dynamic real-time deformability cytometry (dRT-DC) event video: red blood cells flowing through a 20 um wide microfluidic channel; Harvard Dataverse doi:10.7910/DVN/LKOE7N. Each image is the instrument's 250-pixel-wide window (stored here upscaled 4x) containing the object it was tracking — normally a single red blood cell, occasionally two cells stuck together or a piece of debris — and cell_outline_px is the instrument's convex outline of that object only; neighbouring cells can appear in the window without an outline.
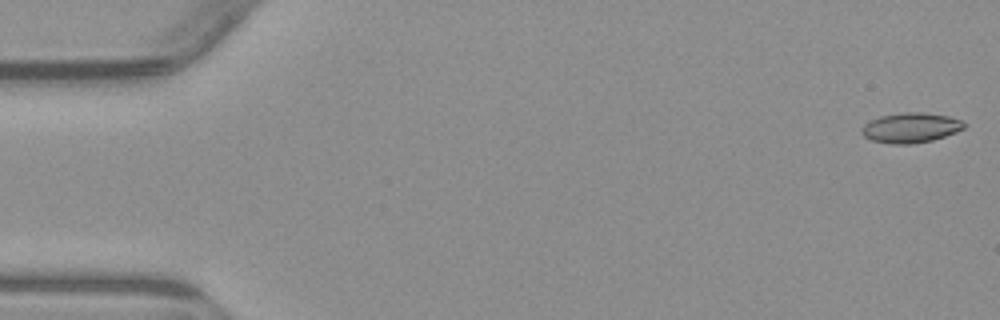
{"species": "common noctule bat (a hibernating species)", "species_latin": "Nyctalus noctula", "temperature_condition": "warm", "stored_images_in_passage": 5, "segment_of_instrument_passage": [1, 2], "camera_frame_rate_fps": 3000, "um_per_image_px": 0.085, "animal": {"sex": "male", "body_mass_g": 23.1, "forearm_length_mm": 52.7}, "frame": {"image": 1, "passage_image": 1, "time_ms": 0.0, "image_size_px": [1000, 320], "cell_outline_px": [[968, 124], [964, 128], [956, 132], [932, 140], [908, 144], [892, 144], [872, 140], [864, 136], [860, 132], [860, 128], [864, 124], [880, 116], [904, 112], [920, 112], [948, 116], [960, 120]], "centroid_in_image_um": [77.4, 10.85], "position_along_channel_um": 7.6, "area_um2": 17.8}}